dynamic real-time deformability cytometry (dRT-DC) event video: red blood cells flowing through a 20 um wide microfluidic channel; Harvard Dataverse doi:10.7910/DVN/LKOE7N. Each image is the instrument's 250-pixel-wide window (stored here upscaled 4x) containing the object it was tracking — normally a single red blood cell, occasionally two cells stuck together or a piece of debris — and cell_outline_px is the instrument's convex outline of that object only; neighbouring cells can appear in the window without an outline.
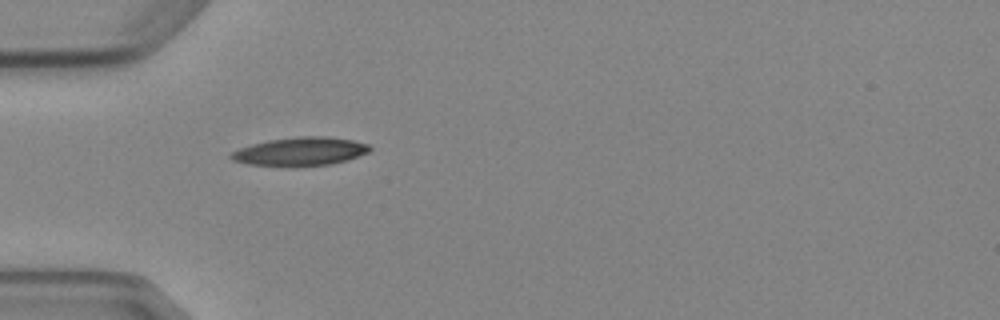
{"species": "Egyptian fruit bat (a non-hibernating species)", "species_latin": "Rousettus aegyptiacus", "temperature_condition": "cold", "stored_images_in_passage": 2, "camera_frame_rate_fps": 3000, "um_per_image_px": 0.085, "animal": {"sex": "female"}, "frame": {"image": 1, "passage_image": 1, "time_ms": 0.0, "image_size_px": [1000, 320], "cell_outline_px": [[372, 148], [368, 152], [344, 160], [328, 164], [296, 168], [288, 168], [248, 164], [232, 160], [228, 156], [232, 152], [240, 148], [252, 144], [268, 140], [296, 136], [324, 136], [352, 140], [368, 144]], "centroid_in_image_um": [25.46, 12.89], "position_along_channel_um": 59.5, "area_um2": 23.29}}
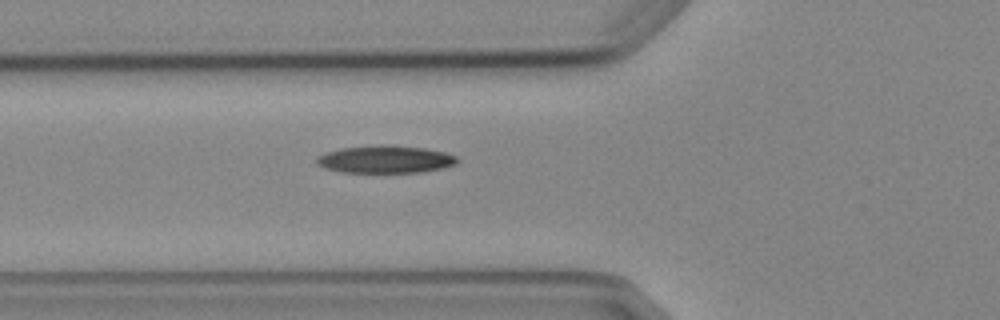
{"frame": {"image": 2, "passage_image": 2, "time_ms": 1.0, "image_size_px": [1000, 320], "cell_outline_px": [[456, 164], [444, 168], [420, 172], [340, 172], [324, 168], [316, 164], [316, 156], [340, 148], [380, 144], [424, 148], [444, 152], [456, 156]], "centroid_in_image_um": [32.71, 13.54], "position_along_channel_um": 93.1, "area_um2": 22.54}}